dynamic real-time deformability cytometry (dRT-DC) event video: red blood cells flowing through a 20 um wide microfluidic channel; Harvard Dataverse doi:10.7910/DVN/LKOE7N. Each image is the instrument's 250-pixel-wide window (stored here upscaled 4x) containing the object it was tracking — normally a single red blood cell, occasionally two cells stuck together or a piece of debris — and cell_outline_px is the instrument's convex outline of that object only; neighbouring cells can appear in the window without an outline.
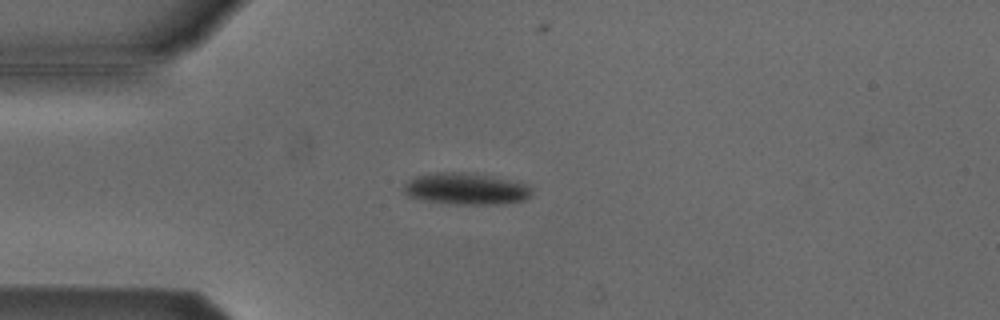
{"species": "Egyptian fruit bat (a non-hibernating species)", "species_latin": "Rousettus aegyptiacus", "temperature_condition": "cold", "stored_images_in_passage": 43, "camera_frame_rate_fps": 3000, "um_per_image_px": 0.085, "animal": {"sex": "male"}, "frame": {"image": 1, "passage_image": 2, "time_ms": 0.333, "image_size_px": [1000, 320], "cell_outline_px": [[532, 196], [524, 200], [504, 204], [452, 204], [424, 200], [408, 196], [404, 192], [404, 184], [408, 180], [416, 176], [436, 172], [476, 172], [524, 184], [532, 188]], "centroid_in_image_um": [39.61, 16.04], "position_along_channel_um": 45.4, "area_um2": 23.76}}
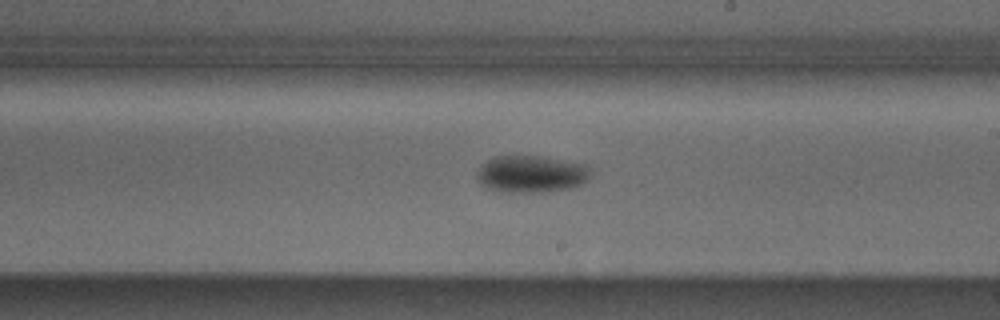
{"frame": {"image": 2, "passage_image": 19, "time_ms": 6.0, "image_size_px": [1000, 320], "cell_outline_px": [[592, 176], [576, 188], [544, 192], [500, 192], [484, 188], [476, 180], [476, 172], [488, 160], [496, 156], [540, 156], [588, 164], [592, 172]], "centroid_in_image_um": [45.19, 14.81], "position_along_channel_um": 243.8, "area_um2": 25.14}}
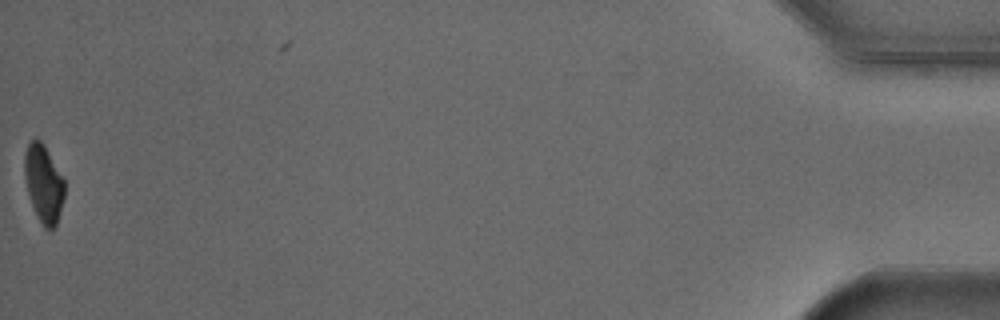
{"frame": {"image": 3, "passage_image": 42, "time_ms": 13.667, "image_size_px": [1000, 320], "cell_outline_px": [[64, 196], [56, 224], [52, 228], [44, 228], [32, 204], [28, 192], [24, 176], [24, 152], [28, 144], [32, 140], [40, 140], [44, 144], [64, 180]], "centroid_in_image_um": [3.69, 15.56], "position_along_channel_um": 431.5, "area_um2": 17.63}, "authors_computed_cell_mechanics": {"area_um2": 22.7732, "velocity_mm_per_s": 3.8133, "shape_relaxation_time_tau1_ms": 2.2087, "shape_relaxation_time_tau2_ms": null, "deformation_change_tau1": 0.0963, "deformation_change_tau2": null}}